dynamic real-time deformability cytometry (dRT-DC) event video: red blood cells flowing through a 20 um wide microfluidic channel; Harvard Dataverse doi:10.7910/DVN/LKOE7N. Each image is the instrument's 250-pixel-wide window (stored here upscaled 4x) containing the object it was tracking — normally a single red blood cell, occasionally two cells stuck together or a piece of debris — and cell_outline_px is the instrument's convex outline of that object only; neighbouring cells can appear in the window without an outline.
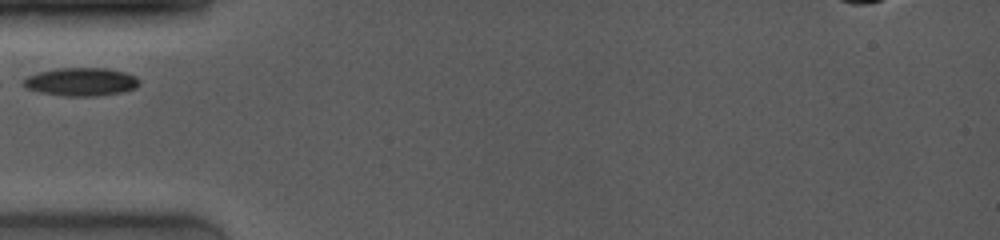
{"species": "common noctule bat (a hibernating species)", "species_latin": "Nyctalus noctula", "temperature_condition": "room temperature", "stored_images_in_passage": 2, "camera_frame_rate_fps": 4000, "um_per_image_px": 0.085, "animal": {"sex": "female", "body_mass_g": 19.0, "forearm_length_mm": 53.3}, "frame": {"image": 1, "passage_image": 1, "time_ms": 0.0, "image_size_px": [1000, 240], "cell_outline_px": [[140, 84], [136, 88], [120, 92], [96, 96], [64, 96], [40, 92], [28, 88], [20, 84], [28, 76], [40, 72], [56, 68], [104, 68], [124, 72], [136, 76], [140, 80]], "centroid_in_image_um": [6.91, 6.95], "position_along_channel_um": 78.1, "area_um2": 18.96}}